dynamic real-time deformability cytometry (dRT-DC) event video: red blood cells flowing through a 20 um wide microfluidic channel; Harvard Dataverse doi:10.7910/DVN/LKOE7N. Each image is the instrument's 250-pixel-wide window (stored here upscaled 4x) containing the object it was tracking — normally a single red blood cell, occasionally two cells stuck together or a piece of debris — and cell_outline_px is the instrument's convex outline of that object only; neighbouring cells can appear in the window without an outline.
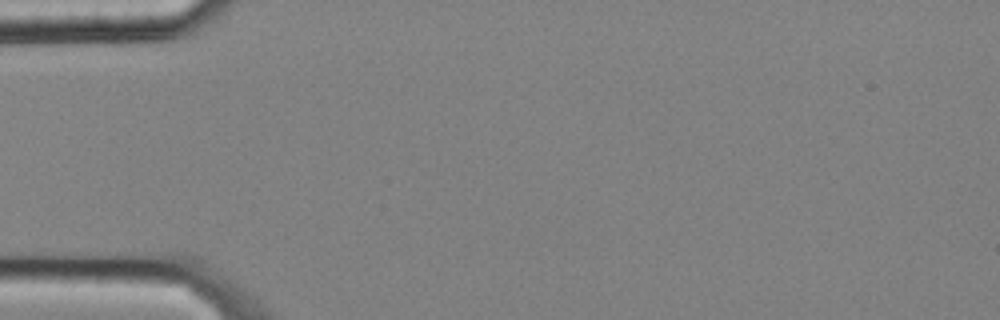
{"species": "common noctule bat (a hibernating species)", "species_latin": "Nyctalus noctula", "temperature_condition": "cold", "stored_images_in_passage": 3, "camera_frame_rate_fps": 3000, "um_per_image_px": 0.085, "animal": {"sex": "male", "body_mass_g": 20.4}, "frame": {"image": 1, "passage_image": 1, "time_ms": 0.0, "image_size_px": [1000, 320], "cell_outline_px": [[152, 236], [144, 244], [100, 244], [48, 240], [28, 236], [28, 232], [104, 228], [152, 232]], "centroid_in_image_um": [8.12, 20.07], "position_along_channel_um": 76.9, "area_um2": 10.69}}